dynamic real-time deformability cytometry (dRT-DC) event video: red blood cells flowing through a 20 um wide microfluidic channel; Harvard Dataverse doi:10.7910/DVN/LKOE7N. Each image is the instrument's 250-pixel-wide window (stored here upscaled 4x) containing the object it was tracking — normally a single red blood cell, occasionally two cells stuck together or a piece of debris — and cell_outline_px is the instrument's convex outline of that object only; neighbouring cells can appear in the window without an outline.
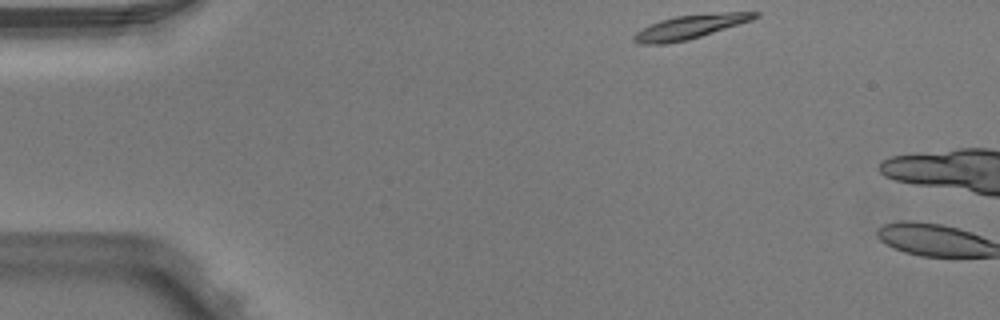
{"species": "Egyptian fruit bat (a non-hibernating species)", "species_latin": "Rousettus aegyptiacus", "temperature_condition": "warm", "stored_images_in_passage": 2, "camera_frame_rate_fps": 3000, "um_per_image_px": 0.085, "animal": {"sex": "male"}, "frame": {"image": 1, "passage_image": 1, "time_ms": 0.0, "image_size_px": [1000, 320], "cell_outline_px": [[760, 16], [752, 20], [688, 40], [664, 44], [640, 44], [632, 40], [632, 36], [640, 28], [660, 20], [676, 16], [724, 12], [760, 12]], "centroid_in_image_um": [58.62, 2.28], "position_along_channel_um": 26.4, "area_um2": 16.88}}